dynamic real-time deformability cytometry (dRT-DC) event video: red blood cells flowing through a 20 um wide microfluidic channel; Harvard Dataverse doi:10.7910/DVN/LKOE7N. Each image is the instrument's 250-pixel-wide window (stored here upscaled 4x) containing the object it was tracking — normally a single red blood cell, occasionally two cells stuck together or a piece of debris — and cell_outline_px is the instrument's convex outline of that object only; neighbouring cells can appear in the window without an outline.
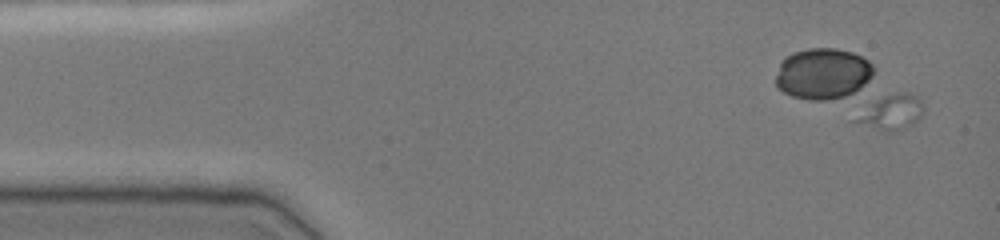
{"species": "common noctule bat (a hibernating species)", "species_latin": "Nyctalus noctula", "temperature_condition": "cold", "stored_images_in_passage": 26, "camera_frame_rate_fps": 3000, "um_per_image_px": 0.085, "animal": {"sex": "female", "body_mass_g": 19.0, "forearm_length_mm": 51.5}, "frame": {"image": 1, "passage_image": 1, "time_ms": 0.0, "image_size_px": [1000, 240], "cell_outline_px": [[920, 116], [916, 120], [892, 132], [888, 132], [852, 120], [876, 100], [884, 96], [896, 92], [908, 92], [916, 96], [920, 104]], "centroid_in_image_um": [75.75, 9.52], "position_along_channel_um": 9.3, "area_um2": 12.66}}